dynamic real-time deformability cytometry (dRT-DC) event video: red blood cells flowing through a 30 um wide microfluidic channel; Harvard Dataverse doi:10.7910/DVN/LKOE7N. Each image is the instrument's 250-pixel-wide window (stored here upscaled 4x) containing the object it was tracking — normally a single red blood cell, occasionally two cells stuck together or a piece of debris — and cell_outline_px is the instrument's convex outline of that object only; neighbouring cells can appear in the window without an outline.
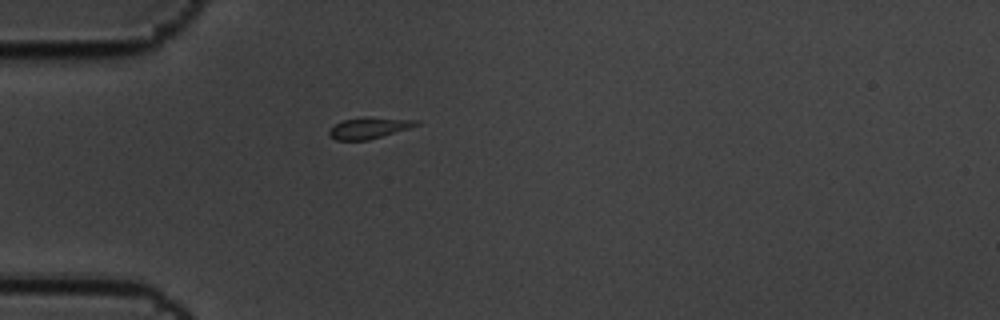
{"species": "common noctule bat (a hibernating species)", "species_latin": "Nyctalus noctula", "temperature_condition": "cold", "stored_images_in_passage": 2, "camera_frame_rate_fps": 3000, "um_per_image_px": 0.085, "animal": {"sex": "male", "body_mass_g": 19.5, "forearm_length_mm": 54.6}, "frame": {"image": 1, "passage_image": 1, "time_ms": 0.0, "image_size_px": [1000, 320], "cell_outline_px": [[420, 124], [408, 128], [368, 140], [336, 140], [328, 136], [328, 132], [336, 124], [344, 120], [368, 116], [372, 116], [420, 120]], "centroid_in_image_um": [31.38, 10.86], "position_along_channel_um": 53.6, "area_um2": 10.81}}